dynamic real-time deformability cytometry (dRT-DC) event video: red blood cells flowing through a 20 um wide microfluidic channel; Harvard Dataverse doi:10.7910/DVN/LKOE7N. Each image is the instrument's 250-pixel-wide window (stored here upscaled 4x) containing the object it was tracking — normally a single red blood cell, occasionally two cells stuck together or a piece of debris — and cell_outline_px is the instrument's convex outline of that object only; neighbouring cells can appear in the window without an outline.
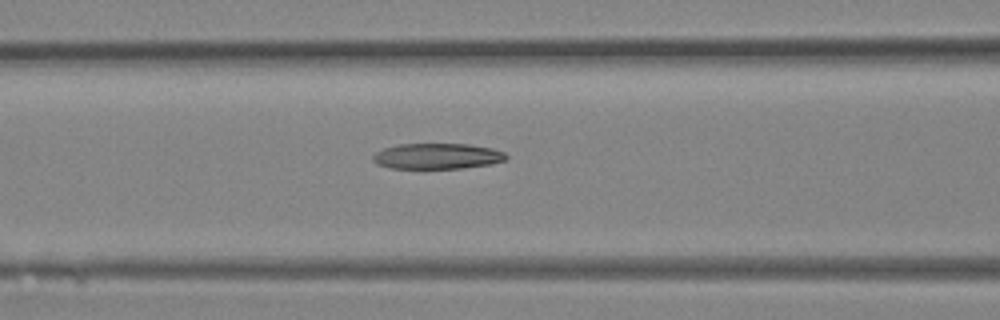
{"species": "Egyptian fruit bat (a non-hibernating species)", "species_latin": "Rousettus aegyptiacus", "temperature_condition": "room temperature", "stored_images_in_passage": 25, "camera_frame_rate_fps": 3000, "um_per_image_px": 0.085, "animal": {"sex": "female"}, "frame": {"image": 1, "passage_image": 9, "time_ms": 2.667, "image_size_px": [1000, 320], "cell_outline_px": [[508, 156], [504, 160], [492, 164], [464, 168], [388, 168], [376, 164], [372, 160], [372, 156], [376, 152], [384, 148], [400, 144], [468, 144], [492, 148], [504, 152]], "centroid_in_image_um": [37.15, 13.28], "position_along_channel_um": 129.4, "area_um2": 20.0}}
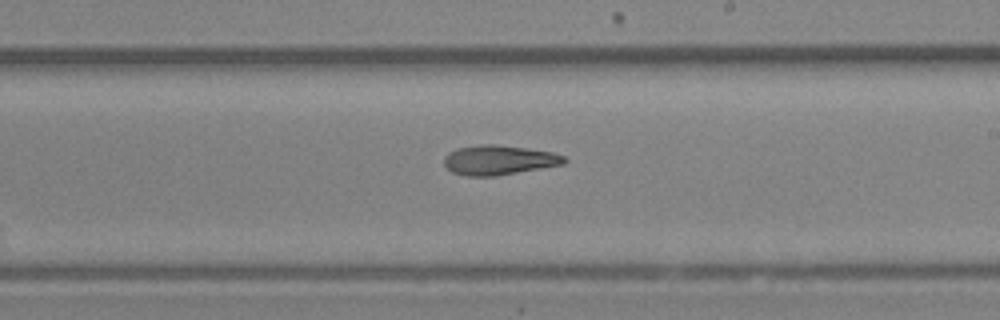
{"frame": {"image": 2, "passage_image": 15, "time_ms": 4.667, "image_size_px": [1000, 320], "cell_outline_px": [[568, 160], [564, 164], [496, 176], [468, 176], [452, 172], [444, 164], [444, 156], [448, 152], [460, 148], [484, 144], [492, 144], [524, 148], [552, 152], [564, 156]], "centroid_in_image_um": [42.41, 13.61], "position_along_channel_um": 246.6, "area_um2": 20.52}}
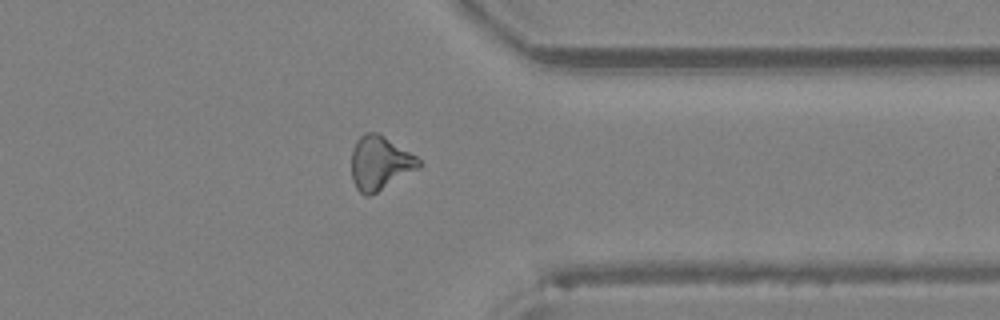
{"frame": {"image": 3, "passage_image": 22, "time_ms": 7.0, "image_size_px": [1000, 320], "cell_outline_px": [[424, 164], [420, 168], [376, 192], [368, 196], [364, 196], [356, 188], [352, 180], [352, 148], [356, 140], [364, 132], [376, 132], [384, 136], [416, 156]], "centroid_in_image_um": [32.29, 13.85], "position_along_channel_um": 379.1, "area_um2": 21.1}}